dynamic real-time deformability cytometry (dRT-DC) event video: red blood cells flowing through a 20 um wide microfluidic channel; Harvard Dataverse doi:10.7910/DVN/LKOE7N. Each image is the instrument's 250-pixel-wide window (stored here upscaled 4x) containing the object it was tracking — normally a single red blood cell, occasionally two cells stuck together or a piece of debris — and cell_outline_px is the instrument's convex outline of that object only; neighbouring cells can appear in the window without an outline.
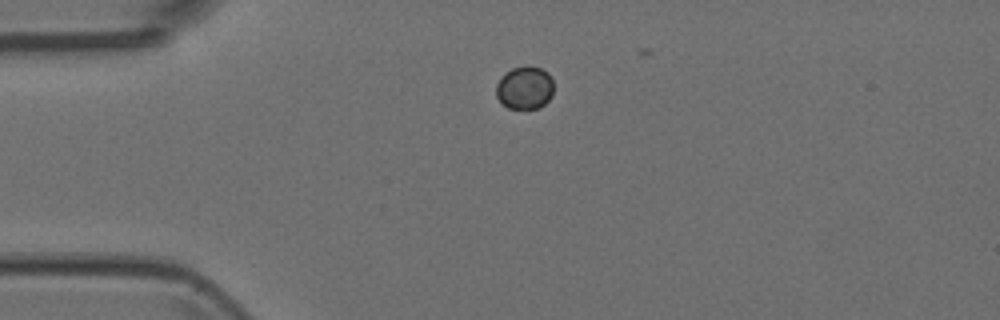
{"species": "Egyptian fruit bat (a non-hibernating species)", "species_latin": "Rousettus aegyptiacus", "temperature_condition": "room temperature", "stored_images_in_passage": 3, "camera_frame_rate_fps": 3000, "um_per_image_px": 0.085, "animal": {"sex": "female"}, "frame": {"image": 1, "passage_image": 1, "time_ms": 0.0, "image_size_px": [1000, 320], "cell_outline_px": [[552, 96], [540, 108], [508, 108], [496, 96], [496, 84], [500, 76], [504, 72], [512, 68], [540, 68], [548, 72], [552, 80]], "centroid_in_image_um": [44.58, 7.47], "position_along_channel_um": 40.4, "area_um2": 14.16}}